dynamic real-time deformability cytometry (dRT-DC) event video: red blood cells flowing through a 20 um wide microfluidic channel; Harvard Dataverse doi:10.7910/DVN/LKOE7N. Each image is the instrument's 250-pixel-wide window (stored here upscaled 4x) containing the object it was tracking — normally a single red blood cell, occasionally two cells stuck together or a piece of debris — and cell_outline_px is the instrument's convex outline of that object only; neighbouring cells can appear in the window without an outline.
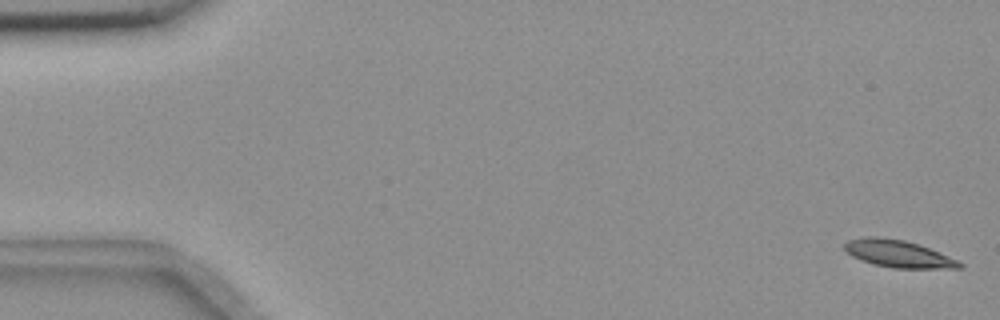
{"species": "common noctule bat (a hibernating species)", "species_latin": "Nyctalus noctula", "temperature_condition": "room temperature", "stored_images_in_passage": 57, "camera_frame_rate_fps": 3000, "um_per_image_px": 0.085, "animal": {"sex": "female", "body_mass_g": 18.4}, "frame": {"image": 1, "passage_image": 2, "time_ms": 0.333, "image_size_px": [1000, 320], "cell_outline_px": [[964, 268], [892, 268], [872, 264], [860, 260], [852, 256], [844, 248], [844, 244], [848, 240], [864, 236], [880, 236], [904, 240], [940, 252], [960, 260], [964, 264]], "centroid_in_image_um": [76.37, 21.57], "position_along_channel_um": 8.6, "area_um2": 18.44}}
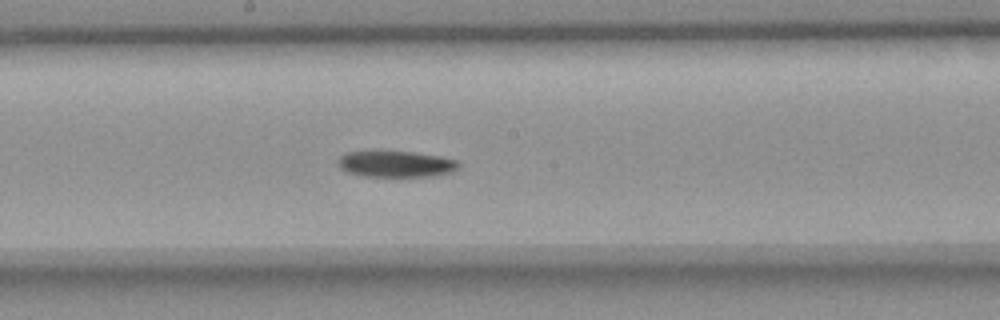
{"frame": {"image": 2, "passage_image": 31, "time_ms": 10.0, "image_size_px": [1000, 320], "cell_outline_px": [[460, 164], [456, 172], [436, 176], [360, 176], [348, 172], [340, 168], [336, 164], [336, 160], [340, 156], [348, 152], [376, 148], [412, 152], [440, 156], [456, 160]], "centroid_in_image_um": [33.6, 13.9], "position_along_channel_um": 214.6, "area_um2": 19.42}}
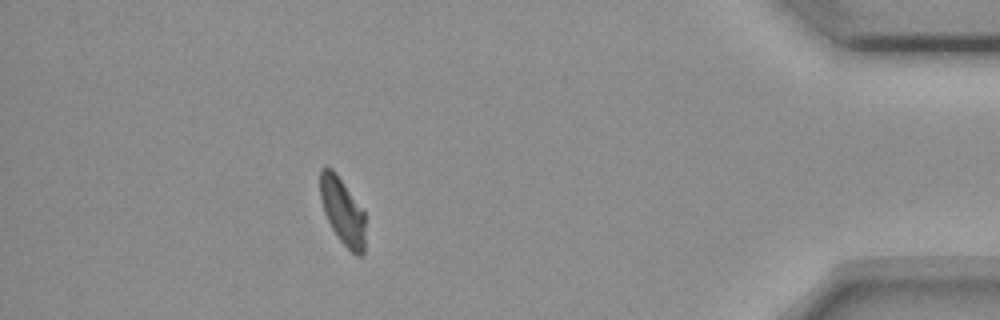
{"frame": {"image": 3, "passage_image": 51, "time_ms": 16.667, "image_size_px": [1000, 320], "cell_outline_px": [[364, 252], [360, 256], [356, 256], [340, 240], [332, 228], [324, 212], [320, 200], [320, 168], [324, 164], [332, 168], [336, 172], [364, 212]], "centroid_in_image_um": [29.08, 17.9], "position_along_channel_um": 406.1, "area_um2": 17.46}, "authors_computed_cell_mechanics": {"area_um2": 18.785, "velocity_mm_per_s": 3.6135, "shape_relaxation_time_tau1_ms": 5.8075, "shape_relaxation_time_tau2_ms": null, "deformation_change_tau1": 0.1334, "deformation_change_tau2": null}}